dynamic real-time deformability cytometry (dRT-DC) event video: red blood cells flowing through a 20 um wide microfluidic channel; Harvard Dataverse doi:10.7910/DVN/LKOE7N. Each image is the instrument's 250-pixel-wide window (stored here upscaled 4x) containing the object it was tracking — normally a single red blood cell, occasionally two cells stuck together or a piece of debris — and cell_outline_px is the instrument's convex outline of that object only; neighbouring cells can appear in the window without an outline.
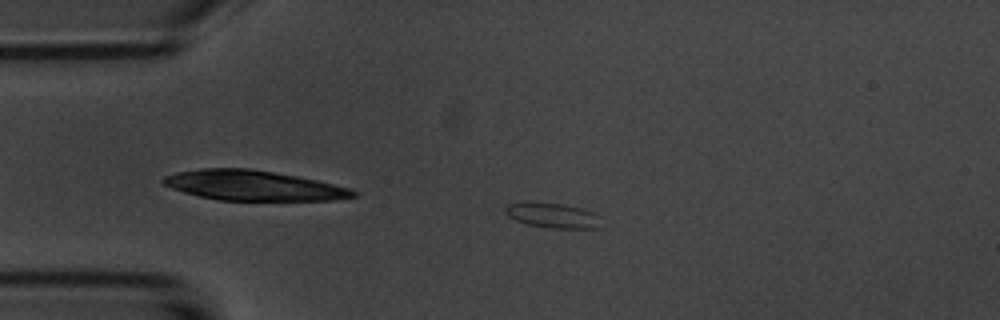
{"species": "common noctule bat (a hibernating species)", "species_latin": "Nyctalus noctula", "temperature_condition": "room temperature", "stored_images_in_passage": 4, "camera_frame_rate_fps": 3000, "um_per_image_px": 0.085, "animal": {"sex": "male", "body_mass_g": 20.1, "forearm_length_mm": 53.5}, "frame": {"image": 1, "passage_image": 3, "time_ms": 3.0, "image_size_px": [1000, 320], "cell_outline_px": [[600, 228], [552, 228], [528, 224], [516, 220], [508, 216], [504, 212], [504, 208], [508, 204], [528, 200], [564, 204], [584, 208], [592, 212]], "centroid_in_image_um": [46.86, 18.27], "position_along_channel_um": 38.1, "area_um2": 13.99}}